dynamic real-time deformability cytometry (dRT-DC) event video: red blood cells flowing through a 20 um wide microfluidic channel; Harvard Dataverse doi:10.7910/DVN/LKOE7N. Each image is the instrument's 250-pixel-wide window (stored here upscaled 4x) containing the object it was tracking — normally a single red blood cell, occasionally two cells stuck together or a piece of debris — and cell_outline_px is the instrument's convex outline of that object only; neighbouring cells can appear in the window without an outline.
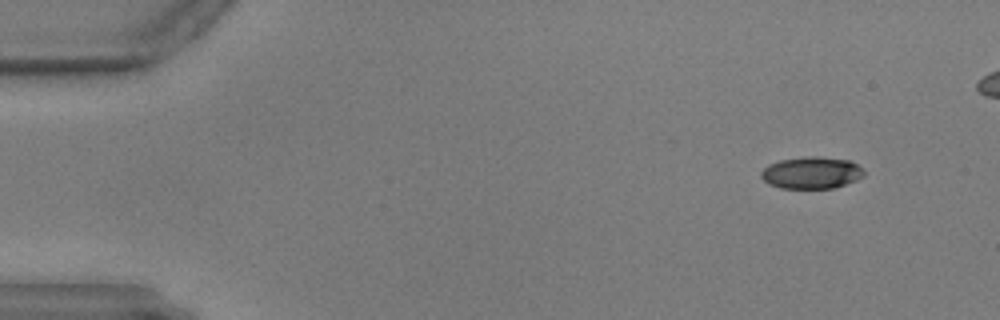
{"species": "common noctule bat (a hibernating species)", "species_latin": "Nyctalus noctula", "temperature_condition": "warm", "stored_images_in_passage": 18, "camera_frame_rate_fps": 3000, "um_per_image_px": 0.085, "animal": {"sex": "male", "body_mass_g": 17.9, "forearm_length_mm": 54.2}, "frame": {"image": 1, "passage_image": 6, "time_ms": 1.667, "image_size_px": [1000, 320], "cell_outline_px": [[864, 176], [856, 180], [832, 188], [780, 188], [764, 180], [760, 176], [760, 172], [768, 164], [780, 160], [804, 156], [820, 156], [852, 160], [864, 172]], "centroid_in_image_um": [68.97, 14.66], "position_along_channel_um": 16.0, "area_um2": 19.13}}